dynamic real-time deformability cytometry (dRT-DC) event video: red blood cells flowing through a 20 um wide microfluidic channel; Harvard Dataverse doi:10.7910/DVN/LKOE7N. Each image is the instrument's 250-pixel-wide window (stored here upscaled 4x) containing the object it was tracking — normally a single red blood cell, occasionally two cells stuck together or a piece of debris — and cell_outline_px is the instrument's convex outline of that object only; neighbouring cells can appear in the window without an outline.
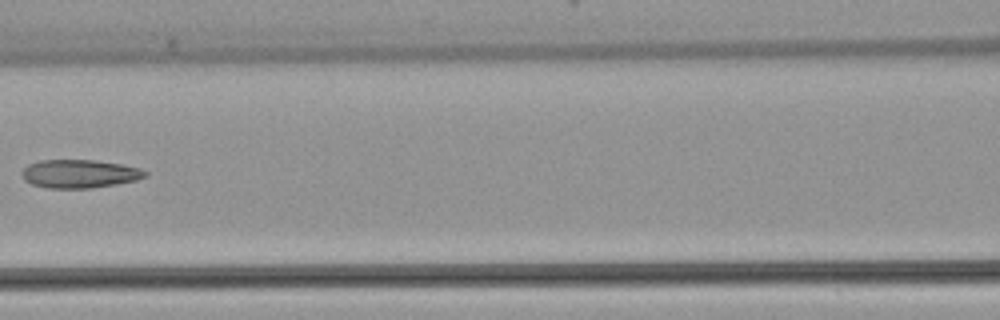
{"species": "common noctule bat (a hibernating species)", "species_latin": "Nyctalus noctula", "temperature_condition": "warm", "stored_images_in_passage": 6, "camera_frame_rate_fps": 3000, "um_per_image_px": 0.085, "animal": {"sex": "female", "body_mass_g": 22.7, "forearm_length_mm": 54.2}, "frame": {"image": 1, "passage_image": 6, "time_ms": 6.667, "image_size_px": [1000, 320], "cell_outline_px": [[148, 176], [136, 180], [116, 184], [92, 188], [48, 188], [32, 184], [24, 180], [20, 172], [28, 164], [40, 160], [92, 160], [120, 164], [140, 168], [148, 172]], "centroid_in_image_um": [6.75, 14.77], "position_along_channel_um": 159.9, "area_um2": 20.4}}